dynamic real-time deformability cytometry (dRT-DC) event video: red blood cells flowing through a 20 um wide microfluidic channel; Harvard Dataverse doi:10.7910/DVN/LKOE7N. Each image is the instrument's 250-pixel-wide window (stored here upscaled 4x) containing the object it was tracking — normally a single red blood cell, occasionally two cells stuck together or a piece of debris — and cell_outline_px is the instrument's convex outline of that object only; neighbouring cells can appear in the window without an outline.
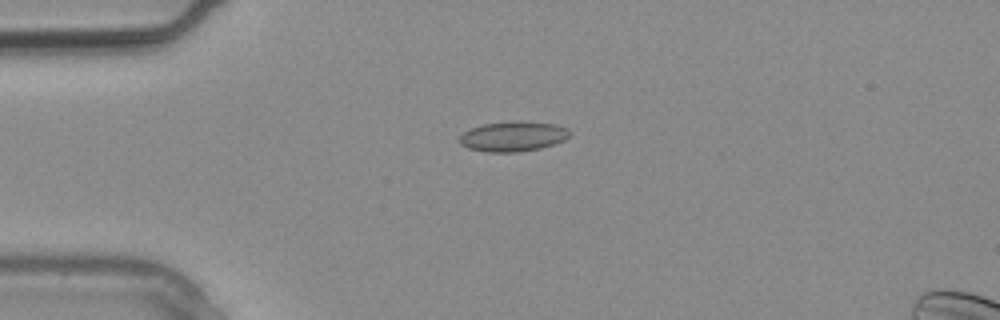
{"species": "common noctule bat (a hibernating species)", "species_latin": "Nyctalus noctula", "temperature_condition": "warm", "stored_images_in_passage": 1, "camera_frame_rate_fps": 3000, "um_per_image_px": 0.085, "animal": {"sex": "male", "body_mass_g": 20.4}, "frame": {"image": 1, "passage_image": 1, "time_ms": 0.0, "image_size_px": [1000, 320], "cell_outline_px": [[572, 132], [564, 140], [540, 148], [520, 152], [484, 152], [468, 148], [460, 144], [460, 136], [464, 132], [472, 128], [484, 124], [556, 124], [568, 128]], "centroid_in_image_um": [43.6, 11.65], "position_along_channel_um": 41.4, "area_um2": 18.32}}